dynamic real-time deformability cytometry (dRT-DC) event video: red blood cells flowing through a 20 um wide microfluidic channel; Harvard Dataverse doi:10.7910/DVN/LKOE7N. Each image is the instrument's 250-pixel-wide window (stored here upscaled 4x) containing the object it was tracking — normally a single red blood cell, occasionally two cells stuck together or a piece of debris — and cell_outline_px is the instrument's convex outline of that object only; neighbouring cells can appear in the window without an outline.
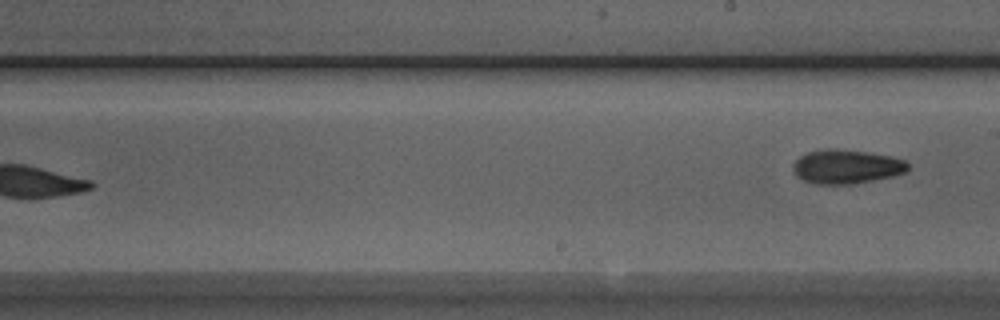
{"species": "Egyptian fruit bat (a non-hibernating species)", "species_latin": "Rousettus aegyptiacus", "temperature_condition": "room temperature", "stored_images_in_passage": 8, "segment_of_instrument_passage": [2, 2], "camera_frame_rate_fps": 3000, "um_per_image_px": 0.085, "animal": {"sex": "male"}, "frame": {"image": 1, "passage_image": 8, "time_ms": 9.0, "image_size_px": [1000, 320], "cell_outline_px": [[908, 172], [892, 176], [872, 180], [848, 184], [812, 184], [800, 180], [796, 176], [792, 168], [792, 164], [800, 156], [808, 152], [824, 148], [836, 148], [868, 152], [892, 156], [908, 160]], "centroid_in_image_um": [71.93, 14.15], "position_along_channel_um": 217.1, "area_um2": 23.18}}